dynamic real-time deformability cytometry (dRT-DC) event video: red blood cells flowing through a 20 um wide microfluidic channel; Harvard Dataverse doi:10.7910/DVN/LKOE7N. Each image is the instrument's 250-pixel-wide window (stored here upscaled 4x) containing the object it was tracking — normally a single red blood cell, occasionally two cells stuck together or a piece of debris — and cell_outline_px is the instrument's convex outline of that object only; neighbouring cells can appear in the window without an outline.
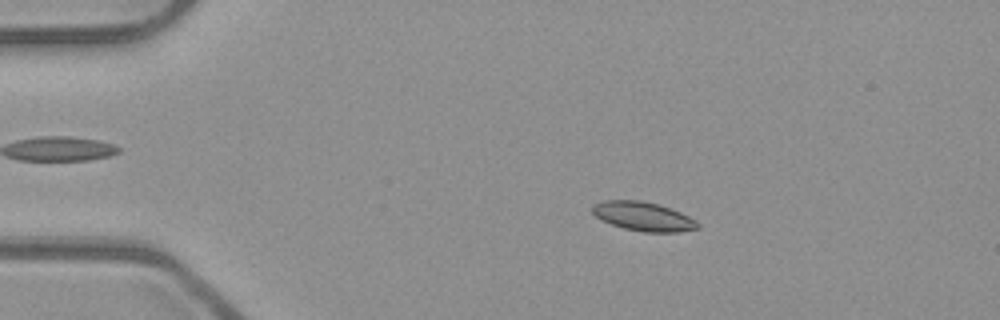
{"species": "common noctule bat (a hibernating species)", "species_latin": "Nyctalus noctula", "temperature_condition": "room temperature", "stored_images_in_passage": 53, "camera_frame_rate_fps": 3000, "um_per_image_px": 0.085, "animal": {"sex": "male", "body_mass_g": 23.1, "forearm_length_mm": 52.7}, "frame": {"image": 1, "passage_image": 10, "time_ms": 3.0, "image_size_px": [1000, 320], "cell_outline_px": [[700, 228], [676, 232], [644, 232], [624, 228], [600, 220], [592, 212], [592, 204], [604, 200], [640, 200], [660, 204], [680, 212], [696, 220], [700, 224]], "centroid_in_image_um": [54.67, 18.38], "position_along_channel_um": 30.3, "area_um2": 17.92}}
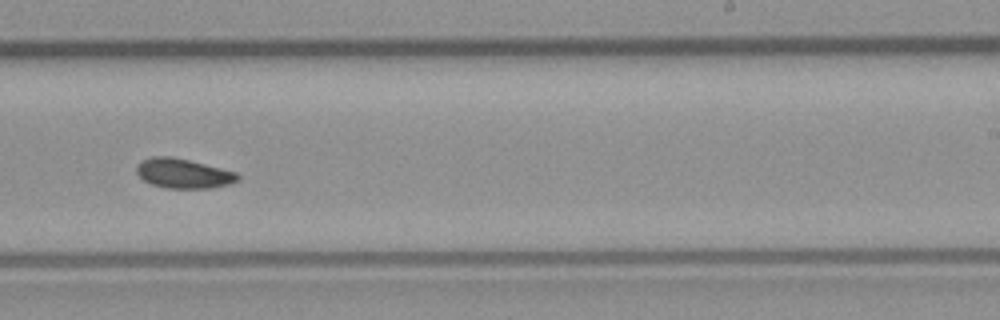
{"frame": {"image": 2, "passage_image": 33, "time_ms": 10.667, "image_size_px": [1000, 320], "cell_outline_px": [[240, 180], [228, 184], [212, 188], [168, 188], [152, 184], [144, 180], [136, 172], [136, 164], [140, 160], [152, 156], [172, 156], [236, 172], [240, 176]], "centroid_in_image_um": [15.56, 14.73], "position_along_channel_um": 273.4, "area_um2": 17.46}}
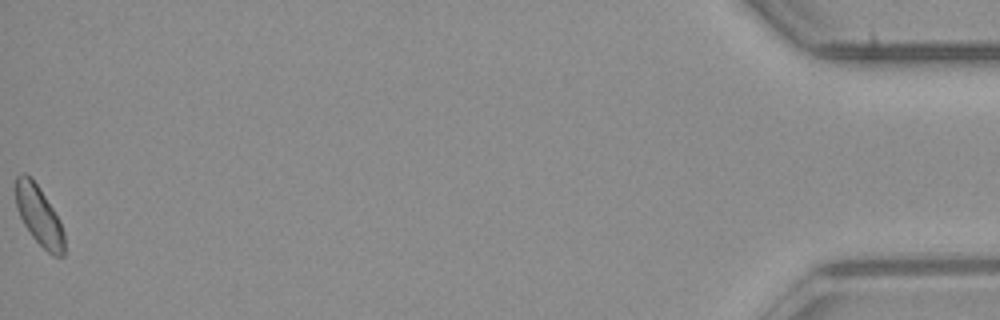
{"frame": {"image": 3, "passage_image": 53, "time_ms": 17.333, "image_size_px": [1000, 320], "cell_outline_px": [[64, 256], [52, 256], [32, 236], [24, 224], [16, 208], [16, 176], [20, 172], [24, 172], [32, 176], [60, 220], [64, 232]], "centroid_in_image_um": [3.31, 18.3], "position_along_channel_um": 431.9, "area_um2": 16.88}, "authors_computed_cell_mechanics": {"area_um2": 17.2822, "velocity_mm_per_s": 3.9267, "shape_relaxation_time_tau1_ms": 10.8872, "shape_relaxation_time_tau2_ms": 7.7291, "deformation_change_tau1": 0.107, "deformation_change_tau2": 0.1083}}